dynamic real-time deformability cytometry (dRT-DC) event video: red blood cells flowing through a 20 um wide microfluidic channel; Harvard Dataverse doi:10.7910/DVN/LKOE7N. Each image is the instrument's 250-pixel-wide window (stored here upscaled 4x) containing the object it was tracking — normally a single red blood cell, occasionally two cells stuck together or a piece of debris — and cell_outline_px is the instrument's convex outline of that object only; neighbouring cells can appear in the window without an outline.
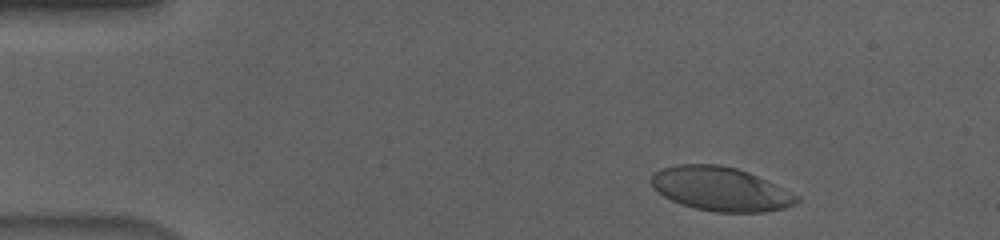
{"species": "human", "species_latin": "Homo sapiens", "temperature_condition": "cold", "stored_images_in_passage": 53, "camera_frame_rate_fps": 3000, "um_per_image_px": 0.085, "donor": {"sex": "male"}, "frame": {"image": 1, "passage_image": 5, "time_ms": 1.333, "image_size_px": [1000, 240], "cell_outline_px": [[800, 200], [796, 204], [784, 208], [764, 212], [716, 212], [696, 208], [680, 204], [656, 192], [652, 188], [648, 180], [660, 168], [676, 164], [720, 164], [736, 168], [748, 172], [800, 196]], "centroid_in_image_um": [61.21, 16.06], "position_along_channel_um": 23.8, "area_um2": 37.4}}
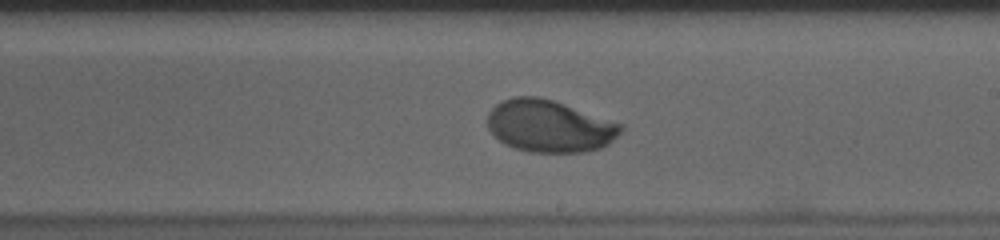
{"frame": {"image": 2, "passage_image": 30, "time_ms": 9.667, "image_size_px": [1000, 240], "cell_outline_px": [[624, 128], [608, 144], [600, 148], [584, 152], [528, 152], [504, 144], [488, 128], [488, 112], [500, 100], [512, 96], [540, 96], [624, 124]], "centroid_in_image_um": [46.69, 10.71], "position_along_channel_um": 242.3, "area_um2": 40.52}}
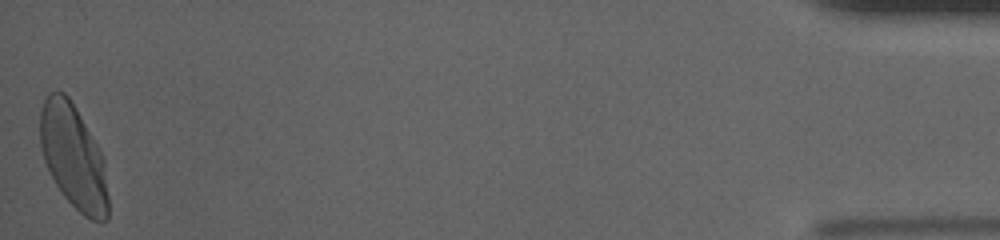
{"frame": {"image": 3, "passage_image": 53, "time_ms": 17.333, "image_size_px": [1000, 240], "cell_outline_px": [[108, 220], [92, 220], [84, 216], [60, 192], [44, 160], [40, 148], [40, 108], [44, 100], [52, 92], [64, 92], [68, 96], [76, 108], [100, 152], [104, 160], [108, 196]], "centroid_in_image_um": [6.23, 13.34], "position_along_channel_um": 429.0, "area_um2": 40.86}, "authors_computed_cell_mechanics": {"area_um2": 40.2288, "velocity_mm_per_s": 3.6329, "shape_relaxation_time_tau1_ms": 3.0514, "shape_relaxation_time_tau2_ms": null, "deformation_change_tau1": 0.1664, "deformation_change_tau2": null}}